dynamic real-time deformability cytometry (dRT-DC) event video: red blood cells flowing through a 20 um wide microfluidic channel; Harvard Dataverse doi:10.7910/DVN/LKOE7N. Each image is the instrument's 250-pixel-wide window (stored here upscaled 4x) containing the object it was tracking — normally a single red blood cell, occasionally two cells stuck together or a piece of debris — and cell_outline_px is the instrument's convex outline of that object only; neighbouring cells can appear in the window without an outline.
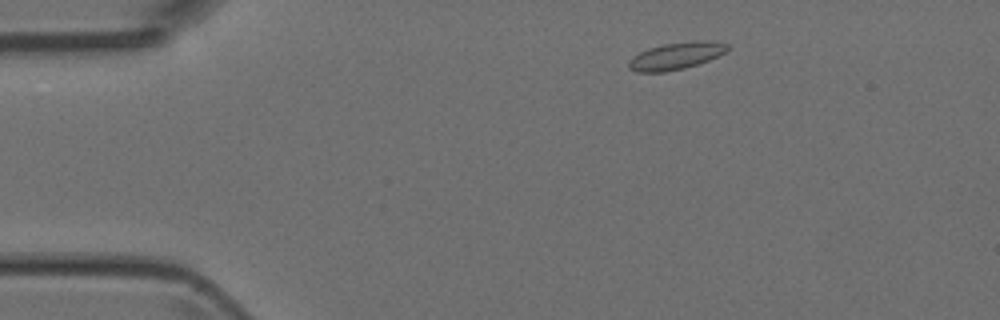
{"species": "Egyptian fruit bat (a non-hibernating species)", "species_latin": "Rousettus aegyptiacus", "temperature_condition": "room temperature", "stored_images_in_passage": 7, "camera_frame_rate_fps": 3000, "um_per_image_px": 0.085, "animal": {"sex": "female"}, "frame": {"image": 1, "passage_image": 2, "time_ms": 1.0, "image_size_px": [1000, 320], "cell_outline_px": [[728, 48], [724, 52], [708, 60], [684, 68], [664, 72], [636, 72], [628, 68], [628, 60], [632, 56], [648, 48], [664, 44], [692, 40], [704, 40], [728, 44]], "centroid_in_image_um": [57.4, 4.75], "position_along_channel_um": 27.6, "area_um2": 15.49}}
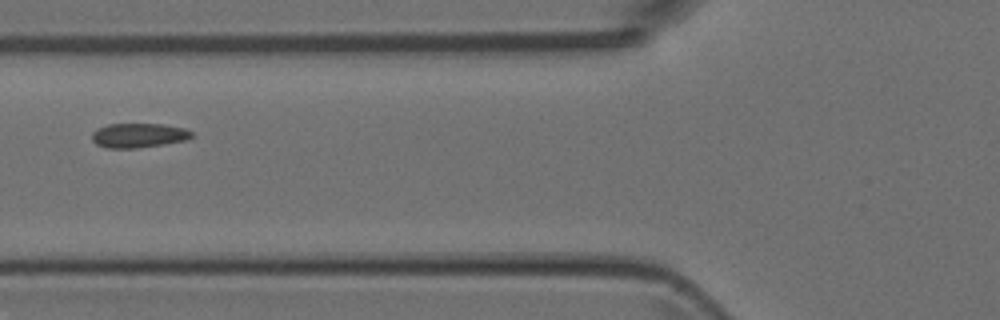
{"frame": {"image": 2, "passage_image": 5, "time_ms": 4.667, "image_size_px": [1000, 320], "cell_outline_px": [[192, 136], [184, 140], [136, 148], [108, 148], [96, 144], [92, 140], [92, 132], [96, 128], [108, 124], [164, 124], [184, 128], [192, 132]], "centroid_in_image_um": [11.72, 11.49], "position_along_channel_um": 114.1, "area_um2": 14.05}}
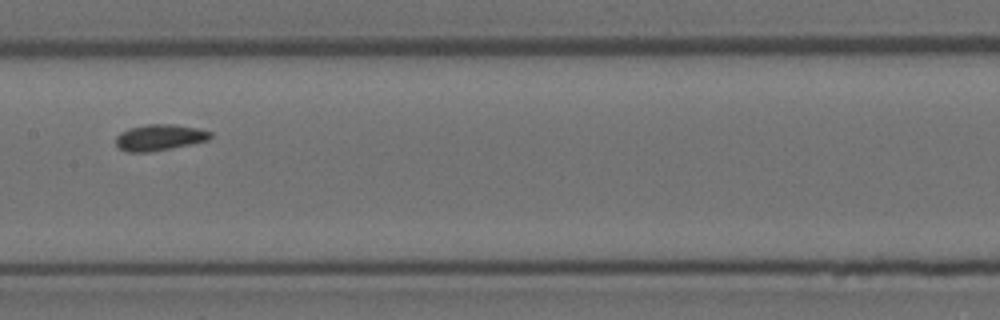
{"frame": {"image": 3, "passage_image": 7, "time_ms": 6.667, "image_size_px": [1000, 320], "cell_outline_px": [[212, 136], [208, 140], [172, 148], [148, 152], [128, 152], [120, 148], [116, 144], [116, 136], [120, 132], [128, 128], [148, 124], [172, 124], [196, 128], [212, 132]], "centroid_in_image_um": [13.54, 11.68], "position_along_channel_um": 193.9, "area_um2": 14.33}}